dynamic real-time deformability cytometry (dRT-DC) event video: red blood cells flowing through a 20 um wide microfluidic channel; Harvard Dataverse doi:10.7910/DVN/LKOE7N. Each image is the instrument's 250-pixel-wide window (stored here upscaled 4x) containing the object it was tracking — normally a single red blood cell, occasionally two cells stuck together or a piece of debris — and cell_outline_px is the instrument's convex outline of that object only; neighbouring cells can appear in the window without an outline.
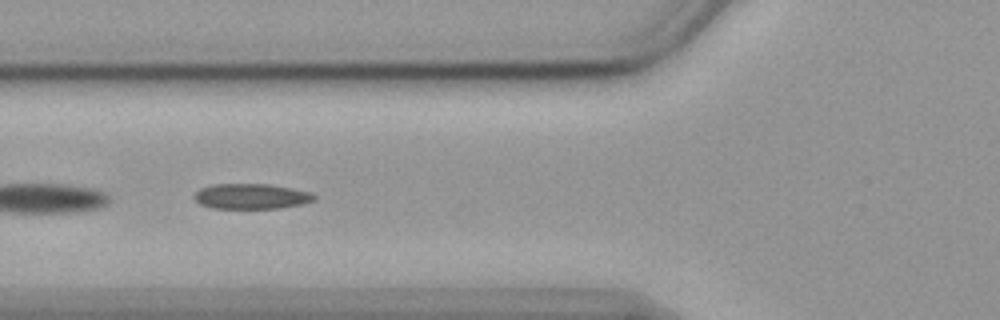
{"species": "common noctule bat (a hibernating species)", "species_latin": "Nyctalus noctula", "temperature_condition": "cold", "stored_images_in_passage": 39, "camera_frame_rate_fps": 3000, "um_per_image_px": 0.085, "animal": {"sex": "female", "body_mass_g": 19.9}, "frame": {"image": 1, "passage_image": 5, "time_ms": 1.333, "image_size_px": [1000, 320], "cell_outline_px": [[316, 200], [300, 204], [280, 208], [212, 208], [200, 204], [192, 196], [200, 188], [212, 184], [268, 184], [292, 188], [312, 192], [316, 196]], "centroid_in_image_um": [21.36, 16.68], "position_along_channel_um": 104.4, "area_um2": 17.74}}
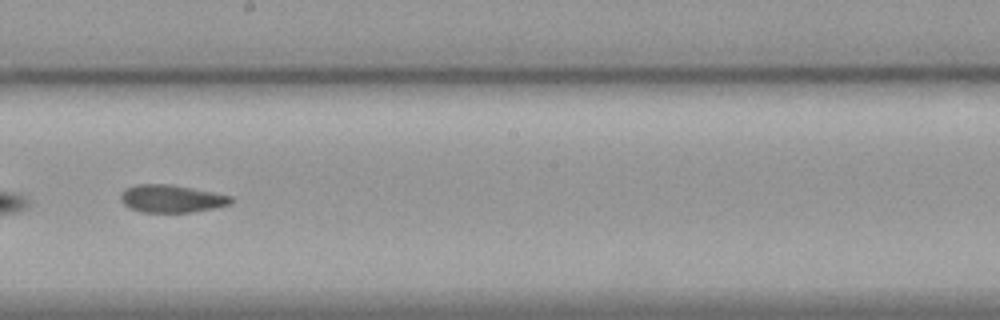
{"frame": {"image": 2, "passage_image": 16, "time_ms": 5.0, "image_size_px": [1000, 320], "cell_outline_px": [[232, 200], [228, 204], [212, 208], [192, 212], [140, 212], [128, 208], [120, 200], [120, 192], [124, 188], [136, 184], [172, 184], [232, 196]], "centroid_in_image_um": [14.49, 16.88], "position_along_channel_um": 233.7, "area_um2": 17.8}}
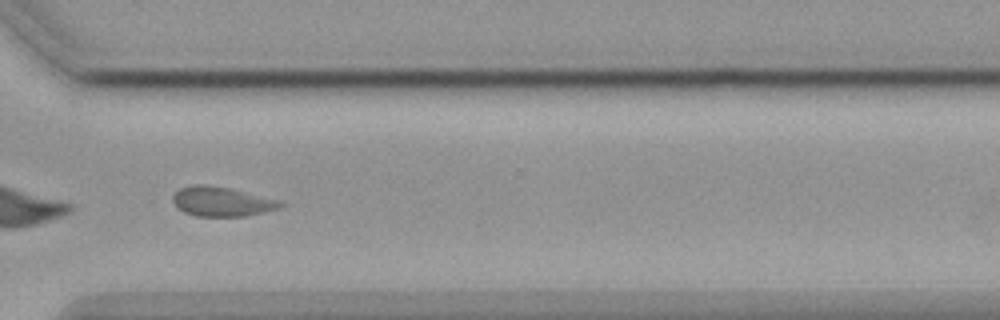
{"frame": {"image": 3, "passage_image": 26, "time_ms": 8.333, "image_size_px": [1000, 320], "cell_outline_px": [[284, 204], [280, 208], [264, 212], [244, 216], [196, 216], [184, 212], [176, 208], [172, 200], [172, 196], [180, 188], [196, 184], [204, 184], [228, 188], [284, 200]], "centroid_in_image_um": [18.87, 17.13], "position_along_channel_um": 351.7, "area_um2": 18.67}, "authors_computed_cell_mechanics": {"area_um2": 17.9758, "velocity_mm_per_s": 3.5325, "shape_relaxation_time_tau1_ms": 9.9689, "shape_relaxation_time_tau2_ms": 3.8096, "deformation_change_tau1": 0.1689, "deformation_change_tau2": 0.0709}}